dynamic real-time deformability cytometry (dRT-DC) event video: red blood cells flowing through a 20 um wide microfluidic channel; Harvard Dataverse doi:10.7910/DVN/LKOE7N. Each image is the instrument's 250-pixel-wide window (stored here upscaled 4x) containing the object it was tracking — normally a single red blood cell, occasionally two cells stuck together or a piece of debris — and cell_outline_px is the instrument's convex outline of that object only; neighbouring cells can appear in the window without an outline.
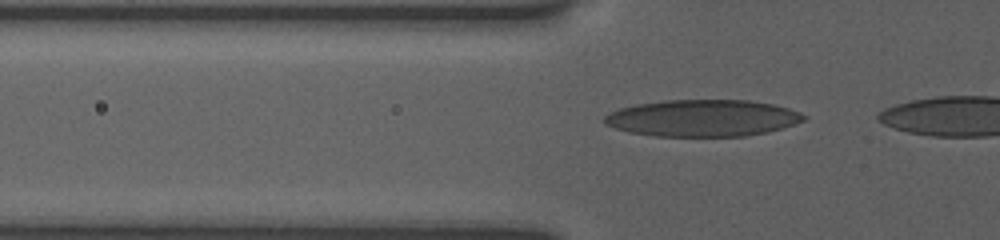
{"species": "human", "species_latin": "Homo sapiens", "temperature_condition": "room temperature", "stored_images_in_passage": 15, "segment_of_instrument_passage": [1, 2], "camera_frame_rate_fps": 3000, "um_per_image_px": 0.085, "donor": {"sex": "female"}, "frame": {"image": 1, "passage_image": 7, "time_ms": 3.333, "image_size_px": [1000, 240], "cell_outline_px": [[808, 116], [804, 120], [796, 124], [784, 128], [768, 132], [744, 136], [656, 136], [628, 132], [604, 124], [604, 116], [608, 112], [620, 108], [636, 104], [664, 100], [748, 100], [776, 104], [800, 112]], "centroid_in_image_um": [59.74, 10.03], "position_along_channel_um": 66.1, "area_um2": 43.06}}
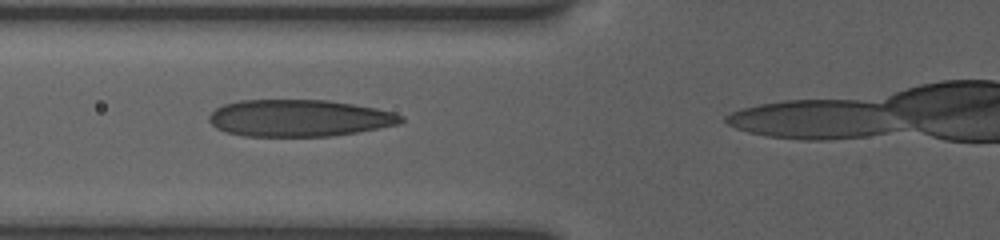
{"frame": {"image": 2, "passage_image": 9, "time_ms": 4.333, "image_size_px": [1000, 240], "cell_outline_px": [[404, 120], [400, 124], [380, 128], [332, 136], [244, 136], [224, 132], [216, 128], [208, 120], [208, 116], [216, 108], [224, 104], [240, 100], [328, 100], [376, 108], [392, 112], [404, 116]], "centroid_in_image_um": [25.42, 10.04], "position_along_channel_um": 100.4, "area_um2": 41.38}}
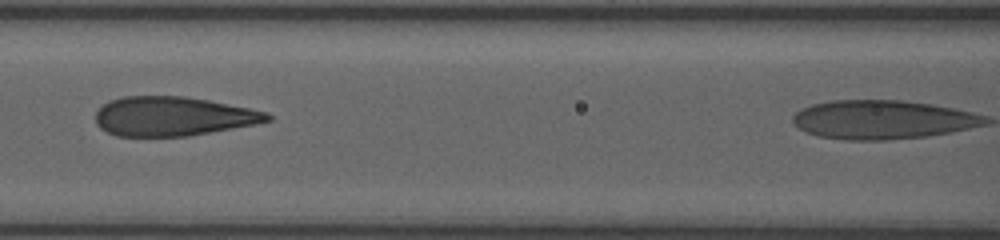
{"frame": {"image": 3, "passage_image": 12, "time_ms": 5.667, "image_size_px": [1000, 240], "cell_outline_px": [[272, 120], [256, 124], [188, 136], [116, 136], [100, 128], [96, 124], [96, 112], [108, 100], [124, 96], [184, 96], [208, 100], [268, 112], [272, 116]], "centroid_in_image_um": [14.7, 9.88], "position_along_channel_um": 151.9, "area_um2": 39.25}}